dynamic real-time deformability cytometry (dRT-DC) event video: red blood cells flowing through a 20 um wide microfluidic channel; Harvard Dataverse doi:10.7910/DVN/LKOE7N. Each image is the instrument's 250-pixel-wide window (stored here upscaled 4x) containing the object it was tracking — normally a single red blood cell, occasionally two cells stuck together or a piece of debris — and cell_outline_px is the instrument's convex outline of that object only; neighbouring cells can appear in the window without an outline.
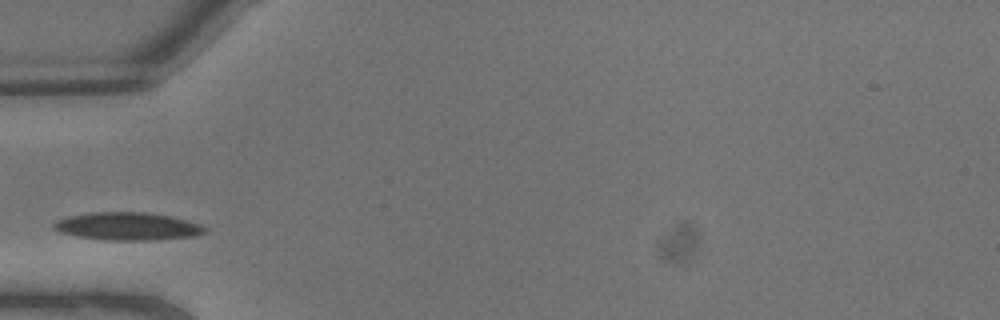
{"species": "common noctule bat (a hibernating species)", "species_latin": "Nyctalus noctula", "temperature_condition": "warm", "stored_images_in_passage": 3, "camera_frame_rate_fps": 3000, "um_per_image_px": 0.085, "animal": {"sex": "male", "body_mass_g": 13.3}, "frame": {"image": 1, "passage_image": 1, "time_ms": 0.0, "image_size_px": [1000, 320], "cell_outline_px": [[208, 232], [192, 236], [156, 240], [104, 240], [80, 236], [60, 232], [52, 228], [52, 224], [56, 220], [68, 216], [92, 212], [144, 212], [172, 216], [200, 224], [208, 228]], "centroid_in_image_um": [10.86, 19.23], "position_along_channel_um": 74.1, "area_um2": 24.57}}
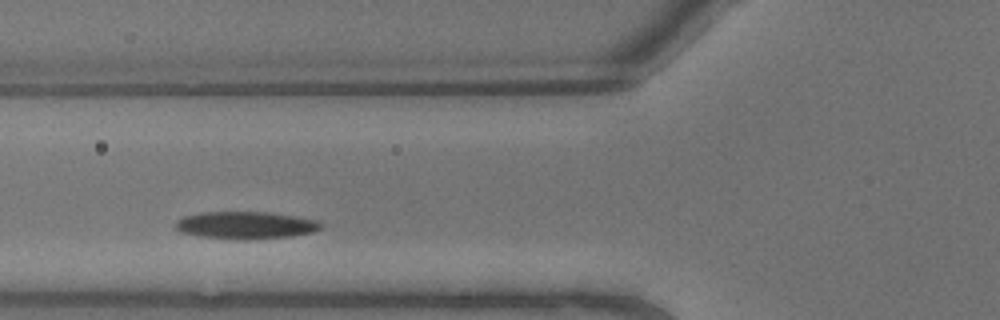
{"frame": {"image": 2, "passage_image": 2, "time_ms": 0.333, "image_size_px": [1000, 320], "cell_outline_px": [[324, 224], [320, 228], [312, 232], [292, 236], [248, 240], [236, 240], [200, 236], [180, 232], [176, 228], [176, 220], [184, 216], [200, 212], [272, 212], [316, 220]], "centroid_in_image_um": [20.87, 19.15], "position_along_channel_um": 104.9, "area_um2": 23.35}}
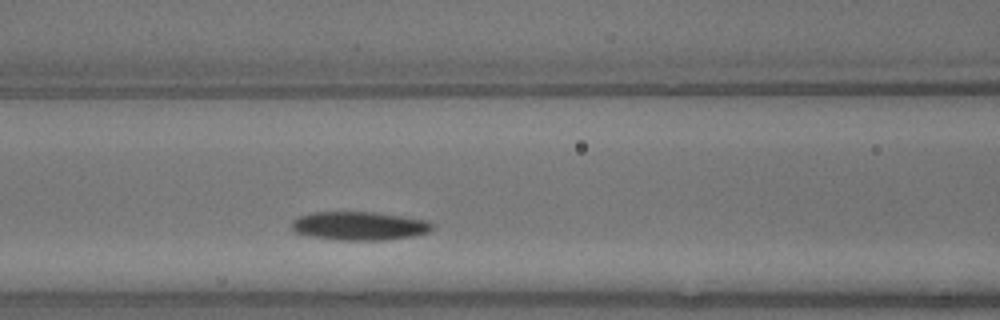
{"frame": {"image": 3, "passage_image": 3, "time_ms": 0.667, "image_size_px": [1000, 320], "cell_outline_px": [[432, 228], [428, 232], [412, 236], [384, 240], [340, 240], [312, 236], [296, 232], [292, 228], [292, 220], [300, 216], [312, 212], [376, 212], [428, 220], [432, 224]], "centroid_in_image_um": [30.55, 19.19], "position_along_channel_um": 136.0, "area_um2": 23.24}}